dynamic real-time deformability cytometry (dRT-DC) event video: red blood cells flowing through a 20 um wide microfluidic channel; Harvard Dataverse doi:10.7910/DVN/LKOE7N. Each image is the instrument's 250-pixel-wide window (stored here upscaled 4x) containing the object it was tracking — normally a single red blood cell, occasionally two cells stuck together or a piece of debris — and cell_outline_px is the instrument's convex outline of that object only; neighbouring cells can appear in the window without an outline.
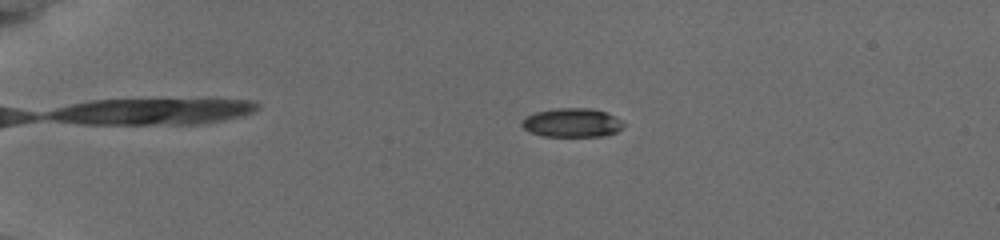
{"species": "common noctule bat (a hibernating species)", "species_latin": "Nyctalus noctula", "temperature_condition": "cold", "stored_images_in_passage": 56, "camera_frame_rate_fps": 3000, "um_per_image_px": 0.085, "animal": {"sex": "female", "body_mass_g": 19.5, "forearm_length_mm": 54.1}, "frame": {"image": 1, "passage_image": 14, "time_ms": 4.333, "image_size_px": [1000, 240], "cell_outline_px": [[624, 124], [616, 132], [604, 136], [540, 136], [524, 128], [520, 124], [520, 120], [536, 112], [556, 108], [588, 108], [608, 112], [620, 120]], "centroid_in_image_um": [48.6, 10.43], "position_along_channel_um": 36.4, "area_um2": 17.05}}
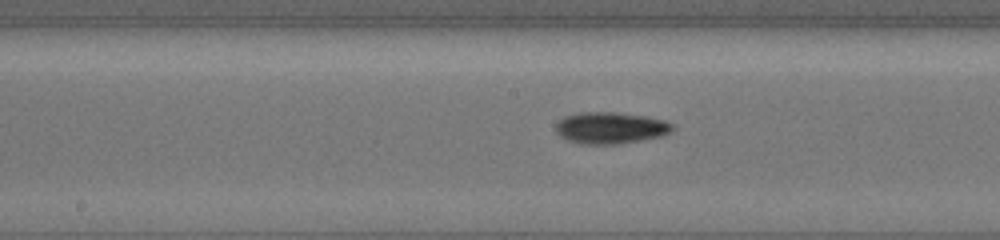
{"frame": {"image": 2, "passage_image": 32, "time_ms": 10.333, "image_size_px": [1000, 240], "cell_outline_px": [[676, 128], [660, 136], [640, 140], [616, 144], [580, 144], [568, 140], [560, 136], [556, 132], [556, 124], [564, 116], [580, 112], [616, 112], [644, 116], [664, 120], [676, 124]], "centroid_in_image_um": [51.89, 10.86], "position_along_channel_um": 196.3, "area_um2": 21.5}}
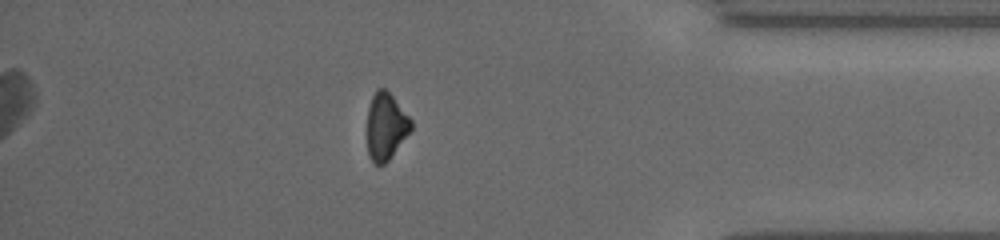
{"frame": {"image": 3, "passage_image": 50, "time_ms": 16.333, "image_size_px": [1000, 240], "cell_outline_px": [[412, 128], [388, 160], [384, 164], [376, 164], [368, 156], [368, 108], [372, 96], [376, 88], [384, 88], [392, 96], [412, 120]], "centroid_in_image_um": [32.79, 10.72], "position_along_channel_um": 402.4, "area_um2": 16.76}, "authors_computed_cell_mechanics": {"area_um2": 18.5249, "velocity_mm_per_s": 3.833, "shape_relaxation_time_tau1_ms": 2.2569, "shape_relaxation_time_tau2_ms": null, "deformation_change_tau1": 0.1151, "deformation_change_tau2": null}}